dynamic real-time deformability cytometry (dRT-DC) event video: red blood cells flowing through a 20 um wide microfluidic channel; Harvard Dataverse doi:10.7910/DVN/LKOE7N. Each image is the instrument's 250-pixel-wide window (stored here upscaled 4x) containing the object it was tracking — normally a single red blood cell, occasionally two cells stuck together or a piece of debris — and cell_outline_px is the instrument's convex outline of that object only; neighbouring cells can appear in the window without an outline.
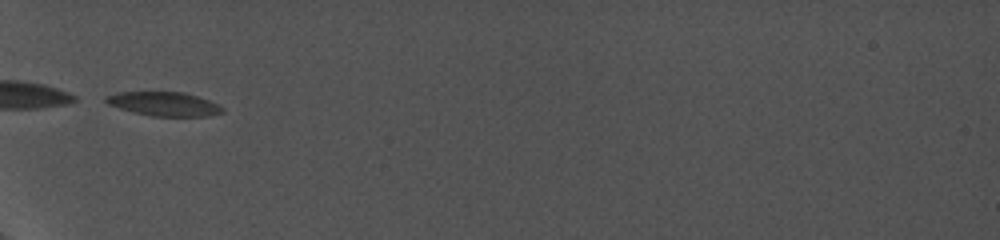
{"species": "common noctule bat (a hibernating species)", "species_latin": "Nyctalus noctula", "temperature_condition": "cold", "stored_images_in_passage": 29, "camera_frame_rate_fps": 5000, "um_per_image_px": 0.085, "animal": {"sex": "female", "body_mass_g": 19.0, "forearm_length_mm": 56.7}, "frame": {"image": 1, "passage_image": 1, "time_ms": 0.0, "image_size_px": [1000, 240], "cell_outline_px": [[224, 112], [208, 116], [152, 116], [120, 108], [108, 104], [104, 100], [104, 96], [116, 92], [184, 92], [208, 100], [224, 108]], "centroid_in_image_um": [13.92, 8.83], "position_along_channel_um": 71.1, "area_um2": 16.13}}
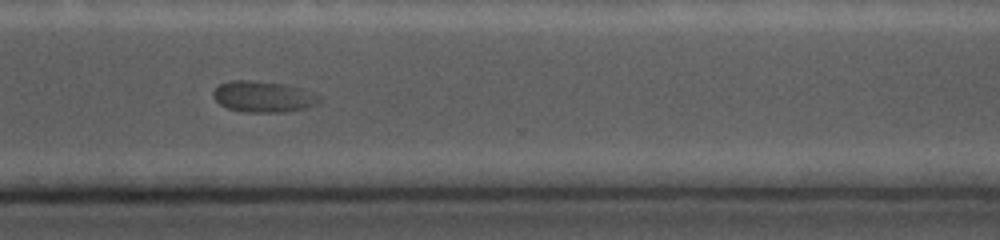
{"frame": {"image": 2, "passage_image": 23, "time_ms": 7.8, "image_size_px": [1000, 240], "cell_outline_px": [[320, 100], [316, 104], [304, 108], [284, 112], [244, 112], [228, 108], [220, 104], [212, 96], [212, 92], [220, 84], [232, 80], [248, 80], [284, 84], [320, 96]], "centroid_in_image_um": [22.31, 8.22], "position_along_channel_um": 348.3, "area_um2": 18.84}}
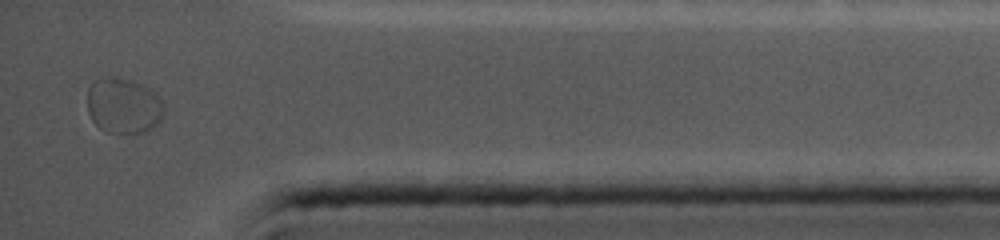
{"frame": {"image": 3, "passage_image": 28, "time_ms": 10.0, "image_size_px": [1000, 240], "cell_outline_px": [[164, 108], [160, 120], [152, 128], [144, 132], [108, 132], [100, 128], [92, 120], [88, 112], [88, 88], [96, 80], [108, 76], [116, 76], [132, 80], [148, 88], [160, 100]], "centroid_in_image_um": [10.47, 8.97], "position_along_channel_um": 424.7, "area_um2": 24.45}}